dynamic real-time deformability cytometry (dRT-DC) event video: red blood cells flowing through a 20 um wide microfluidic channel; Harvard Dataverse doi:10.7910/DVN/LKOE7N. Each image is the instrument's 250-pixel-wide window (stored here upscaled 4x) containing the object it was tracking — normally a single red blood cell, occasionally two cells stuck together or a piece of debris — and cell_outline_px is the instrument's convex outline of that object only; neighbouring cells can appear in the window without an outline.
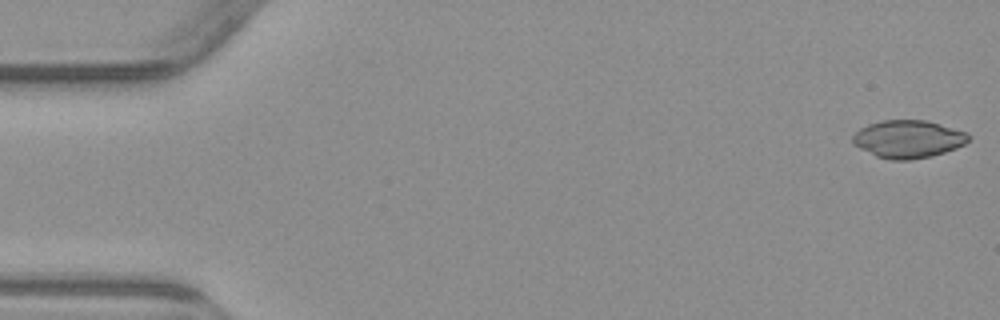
{"species": "common noctule bat (a hibernating species)", "species_latin": "Nyctalus noctula", "temperature_condition": "warm", "stored_images_in_passage": 4, "camera_frame_rate_fps": 3000, "um_per_image_px": 0.085, "animal": {"sex": "male", "body_mass_g": 23.1, "forearm_length_mm": 52.7}, "frame": {"image": 1, "passage_image": 1, "time_ms": 0.0, "image_size_px": [1000, 320], "cell_outline_px": [[972, 136], [964, 144], [956, 148], [932, 156], [912, 160], [892, 160], [876, 156], [852, 144], [852, 136], [860, 128], [868, 124], [884, 120], [924, 120], [940, 124], [968, 132]], "centroid_in_image_um": [77.2, 11.82], "position_along_channel_um": 7.8, "area_um2": 25.55}}